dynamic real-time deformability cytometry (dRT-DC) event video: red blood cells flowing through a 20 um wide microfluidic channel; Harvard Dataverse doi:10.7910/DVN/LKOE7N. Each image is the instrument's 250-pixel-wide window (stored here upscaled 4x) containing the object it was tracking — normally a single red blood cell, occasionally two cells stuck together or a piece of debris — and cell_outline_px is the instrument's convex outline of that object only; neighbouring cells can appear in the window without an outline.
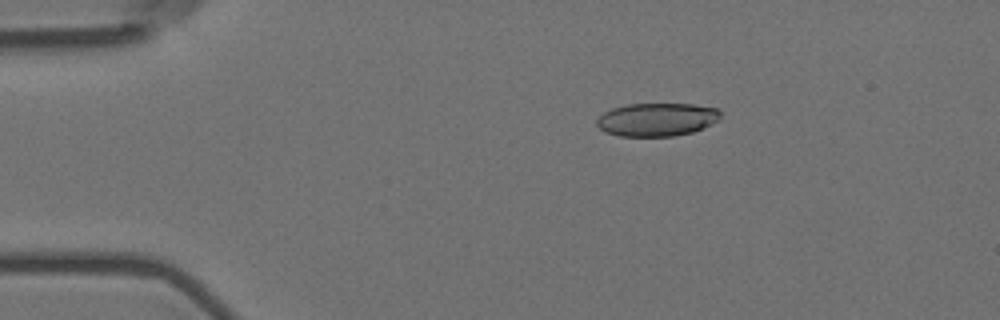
{"species": "Egyptian fruit bat (a non-hibernating species)", "species_latin": "Rousettus aegyptiacus", "temperature_condition": "room temperature", "stored_images_in_passage": 54, "camera_frame_rate_fps": 3000, "um_per_image_px": 0.085, "animal": {"sex": "female"}, "frame": {"image": 1, "passage_image": 8, "time_ms": 2.333, "image_size_px": [1000, 320], "cell_outline_px": [[720, 120], [692, 132], [672, 136], [620, 136], [604, 132], [596, 124], [596, 120], [604, 112], [612, 108], [628, 104], [692, 104], [720, 108]], "centroid_in_image_um": [55.84, 10.15], "position_along_channel_um": 29.2, "area_um2": 23.99}}
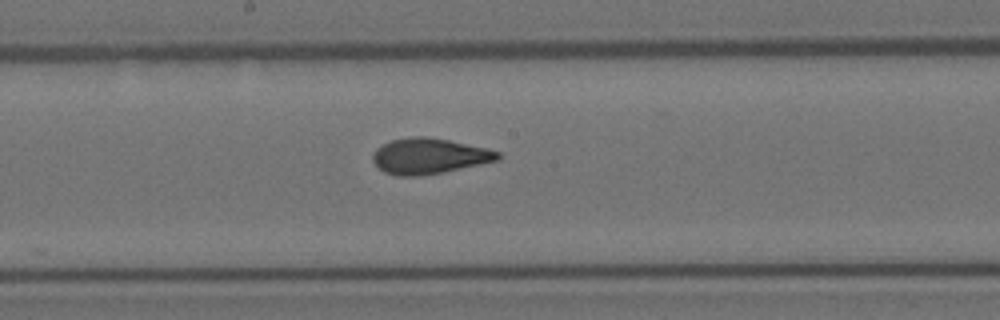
{"frame": {"image": 2, "passage_image": 28, "time_ms": 9.0, "image_size_px": [1000, 320], "cell_outline_px": [[500, 160], [444, 172], [420, 176], [396, 176], [384, 172], [372, 160], [372, 156], [376, 148], [392, 140], [412, 136], [424, 136], [448, 140], [484, 148], [500, 152]], "centroid_in_image_um": [36.46, 13.28], "position_along_channel_um": 211.7, "area_um2": 25.84}}
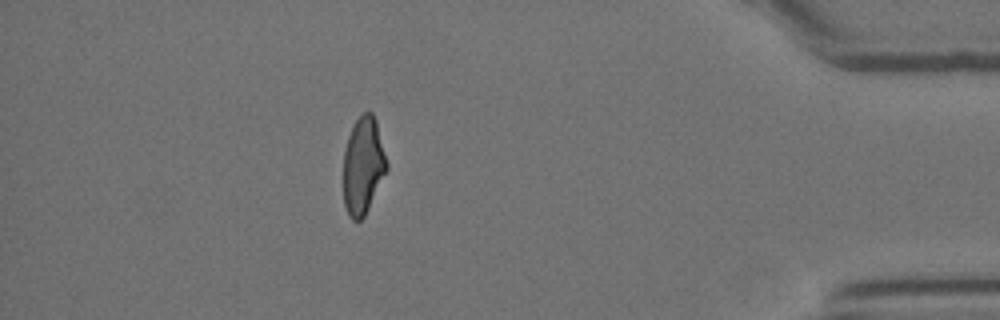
{"frame": {"image": 3, "passage_image": 48, "time_ms": 15.667, "image_size_px": [1000, 320], "cell_outline_px": [[388, 168], [364, 216], [360, 220], [352, 220], [348, 216], [344, 204], [344, 152], [348, 136], [356, 120], [364, 112], [372, 112], [376, 120], [388, 164]], "centroid_in_image_um": [30.86, 14.08], "position_along_channel_um": 404.3, "area_um2": 24.28}, "authors_computed_cell_mechanics": {"area_um2": 25.6054, "velocity_mm_per_s": 3.5798, "shape_relaxation_time_tau1_ms": 7.6642, "shape_relaxation_time_tau2_ms": 1.5973, "deformation_change_tau1": 0.2026, "deformation_change_tau2": 0.0888}}